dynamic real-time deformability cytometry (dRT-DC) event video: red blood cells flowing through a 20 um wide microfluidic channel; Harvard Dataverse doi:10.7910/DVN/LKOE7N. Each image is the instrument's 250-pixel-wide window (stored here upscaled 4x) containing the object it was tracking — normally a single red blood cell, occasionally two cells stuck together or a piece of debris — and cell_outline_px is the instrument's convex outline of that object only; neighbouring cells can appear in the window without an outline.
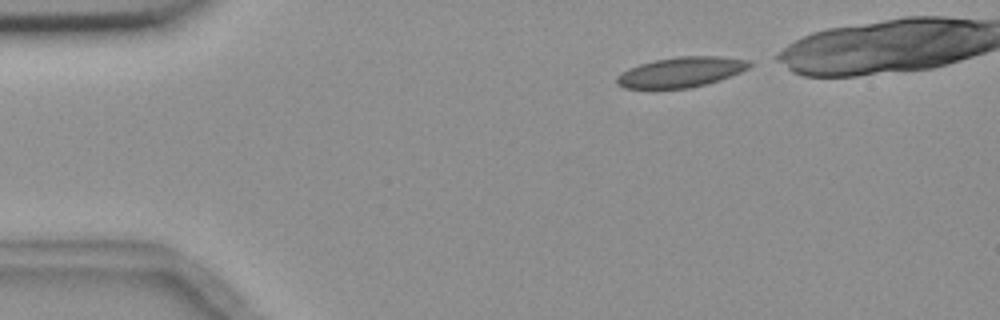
{"species": "common noctule bat (a hibernating species)", "species_latin": "Nyctalus noctula", "temperature_condition": "room temperature", "stored_images_in_passage": 4, "camera_frame_rate_fps": 3000, "um_per_image_px": 0.085, "animal": {"sex": "female", "body_mass_g": 18.4}, "frame": {"image": 1, "passage_image": 1, "time_ms": 0.0, "image_size_px": [1000, 320], "cell_outline_px": [[752, 64], [748, 68], [740, 72], [720, 80], [688, 88], [624, 88], [616, 84], [616, 76], [628, 68], [640, 64], [656, 60], [680, 56], [720, 56], [752, 60]], "centroid_in_image_um": [57.9, 6.12], "position_along_channel_um": 27.1, "area_um2": 23.24}}